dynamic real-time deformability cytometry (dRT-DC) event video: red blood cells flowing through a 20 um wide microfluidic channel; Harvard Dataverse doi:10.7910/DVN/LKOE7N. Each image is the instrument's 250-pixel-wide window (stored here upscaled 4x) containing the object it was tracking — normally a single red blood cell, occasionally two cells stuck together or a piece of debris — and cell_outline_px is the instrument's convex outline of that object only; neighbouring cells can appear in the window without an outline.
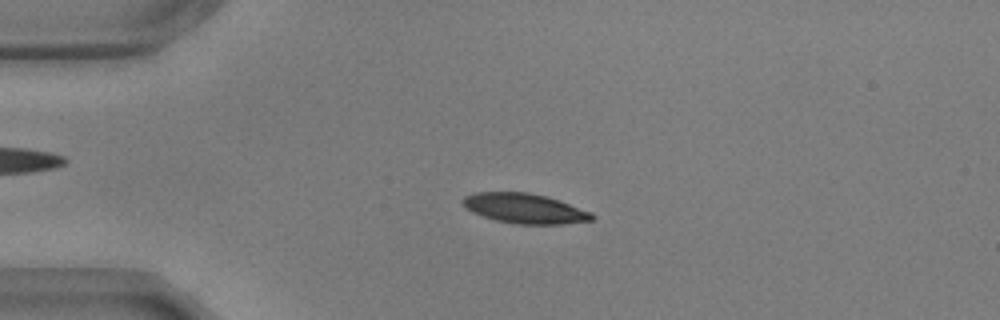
{"species": "common noctule bat (a hibernating species)", "species_latin": "Nyctalus noctula", "temperature_condition": "warm", "stored_images_in_passage": 57, "camera_frame_rate_fps": 3000, "um_per_image_px": 0.085, "animal": {"sex": "male", "body_mass_g": 17.9, "forearm_length_mm": 54.2}, "frame": {"image": 1, "passage_image": 13, "time_ms": 4.0, "image_size_px": [1000, 320], "cell_outline_px": [[596, 216], [592, 220], [564, 224], [516, 224], [496, 220], [472, 212], [460, 200], [464, 196], [476, 192], [528, 192], [560, 200], [592, 212]], "centroid_in_image_um": [44.63, 17.71], "position_along_channel_um": 40.4, "area_um2": 22.48}}
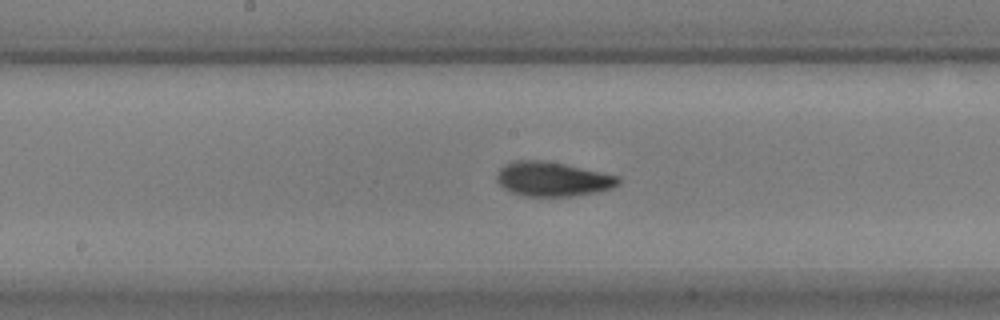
{"frame": {"image": 2, "passage_image": 29, "time_ms": 9.333, "image_size_px": [1000, 320], "cell_outline_px": [[620, 184], [612, 188], [596, 192], [572, 196], [524, 196], [512, 192], [504, 188], [496, 180], [496, 176], [500, 168], [504, 164], [512, 160], [544, 160], [564, 164], [620, 176]], "centroid_in_image_um": [46.96, 15.21], "position_along_channel_um": 201.2, "area_um2": 24.45}}
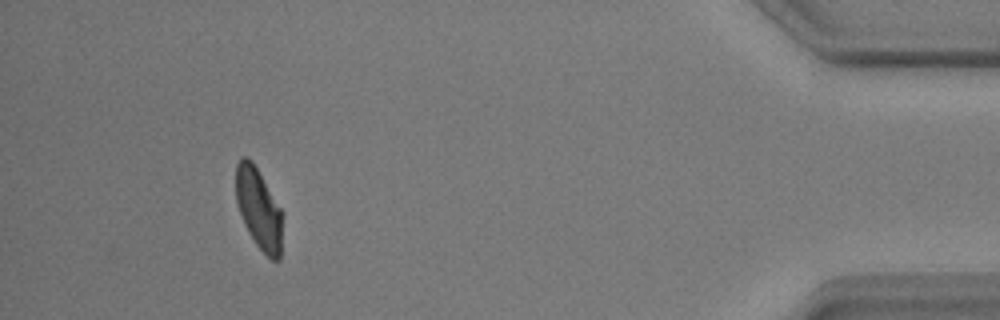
{"frame": {"image": 3, "passage_image": 52, "time_ms": 17.0, "image_size_px": [1000, 320], "cell_outline_px": [[284, 212], [280, 260], [272, 260], [256, 244], [248, 232], [244, 224], [236, 200], [236, 164], [244, 156], [248, 156], [252, 160]], "centroid_in_image_um": [22.03, 17.74], "position_along_channel_um": 413.2, "area_um2": 22.25}, "authors_computed_cell_mechanics": {"area_um2": 23.1778, "velocity_mm_per_s": 3.5462, "shape_relaxation_time_tau1_ms": 3.5631, "shape_relaxation_time_tau2_ms": 1.672, "deformation_change_tau1": 0.1443, "deformation_change_tau2": 0.0681}}